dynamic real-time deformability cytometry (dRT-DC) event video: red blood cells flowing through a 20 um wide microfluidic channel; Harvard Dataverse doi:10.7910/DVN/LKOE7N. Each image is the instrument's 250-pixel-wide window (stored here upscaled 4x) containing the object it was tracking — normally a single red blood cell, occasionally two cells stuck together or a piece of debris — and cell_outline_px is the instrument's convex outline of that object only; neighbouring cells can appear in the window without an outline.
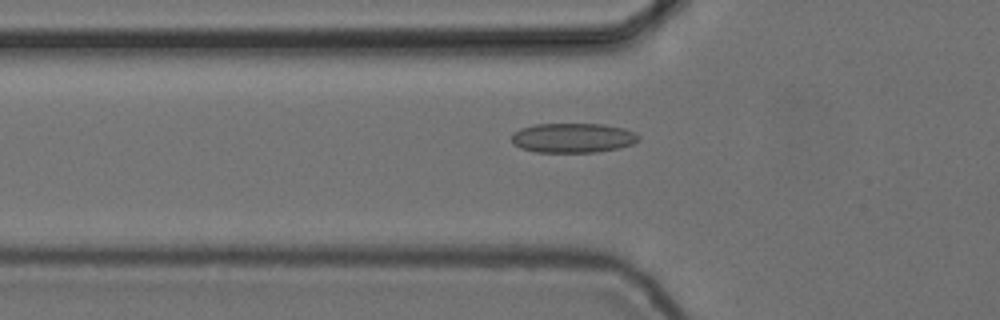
{"species": "common noctule bat (a hibernating species)", "species_latin": "Nyctalus noctula", "temperature_condition": "cold", "stored_images_in_passage": 39, "camera_frame_rate_fps": 3000, "um_per_image_px": 0.085, "animal": {"sex": "female", "body_mass_g": 24.6, "forearm_length_mm": 56.2}, "frame": {"image": 1, "passage_image": 3, "time_ms": 0.667, "image_size_px": [1000, 320], "cell_outline_px": [[640, 140], [632, 144], [616, 148], [596, 152], [536, 152], [520, 148], [512, 144], [512, 132], [520, 128], [536, 124], [604, 124], [624, 128], [636, 132], [640, 136]], "centroid_in_image_um": [48.69, 11.71], "position_along_channel_um": 77.1, "area_um2": 22.08}}
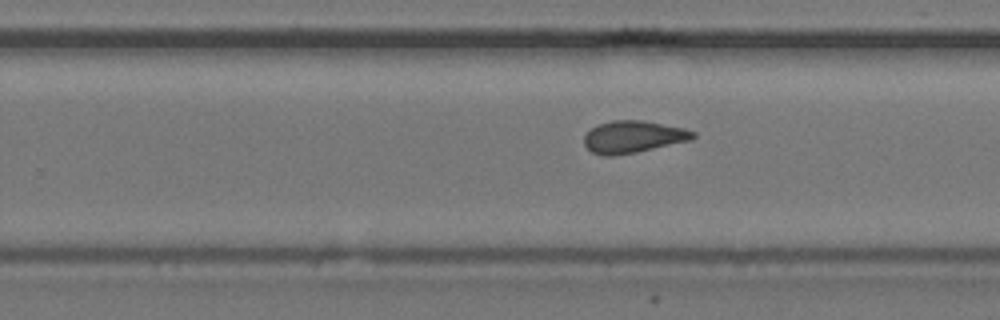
{"frame": {"image": 2, "passage_image": 19, "time_ms": 6.0, "image_size_px": [1000, 320], "cell_outline_px": [[696, 136], [692, 140], [636, 152], [616, 156], [604, 156], [592, 152], [584, 144], [584, 136], [596, 124], [612, 120], [644, 120], [684, 128], [696, 132]], "centroid_in_image_um": [53.83, 11.63], "position_along_channel_um": 276.0, "area_um2": 20.52}}
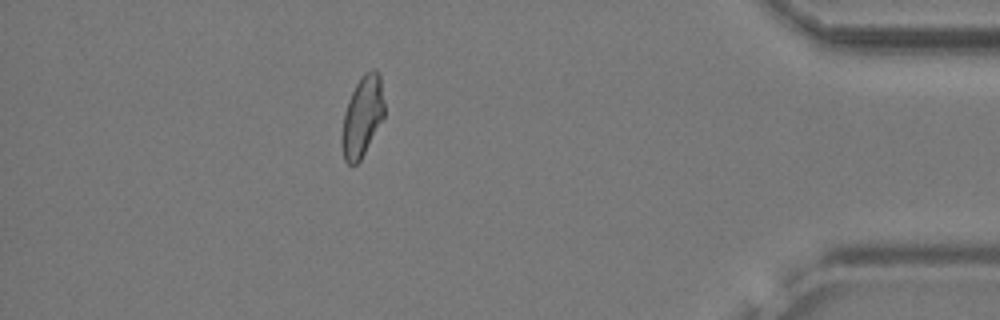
{"frame": {"image": 3, "passage_image": 33, "time_ms": 10.667, "image_size_px": [1000, 320], "cell_outline_px": [[384, 116], [360, 160], [356, 164], [348, 164], [344, 160], [340, 140], [340, 136], [344, 112], [348, 100], [360, 76], [364, 72], [372, 68], [376, 68], [380, 76], [384, 100]], "centroid_in_image_um": [30.77, 9.87], "position_along_channel_um": 404.4, "area_um2": 20.06}, "authors_computed_cell_mechanics": {"area_um2": 20.1722, "velocity_mm_per_s": 3.7179, "shape_relaxation_time_tau1_ms": null, "shape_relaxation_time_tau2_ms": 2.1948, "deformation_change_tau1": null, "deformation_change_tau2": 0.0894}}